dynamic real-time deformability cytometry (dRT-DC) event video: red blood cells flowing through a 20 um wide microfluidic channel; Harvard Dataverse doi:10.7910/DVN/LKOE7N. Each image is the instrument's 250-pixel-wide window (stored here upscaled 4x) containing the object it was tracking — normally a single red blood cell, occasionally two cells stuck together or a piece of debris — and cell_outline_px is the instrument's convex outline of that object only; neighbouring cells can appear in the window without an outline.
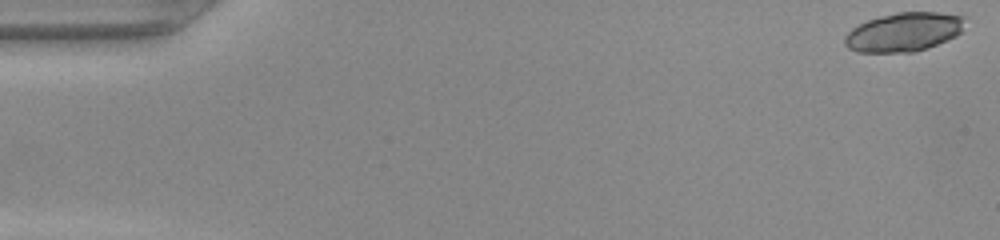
{"species": "common noctule bat (a hibernating species)", "species_latin": "Nyctalus noctula", "temperature_condition": "warm", "stored_images_in_passage": 49, "camera_frame_rate_fps": 3000, "um_per_image_px": 0.085, "animal": {"sex": "female", "body_mass_g": 22.0, "forearm_length_mm": 56.7}, "frame": {"image": 1, "passage_image": 1, "time_ms": 0.0, "image_size_px": [1000, 240], "cell_outline_px": [[968, 16], [960, 32], [956, 36], [948, 40], [928, 48], [912, 52], [856, 52], [848, 48], [844, 44], [844, 36], [852, 28], [868, 20], [880, 16], [896, 12], [936, 12]], "centroid_in_image_um": [76.84, 2.72], "position_along_channel_um": 8.2, "area_um2": 27.46}}
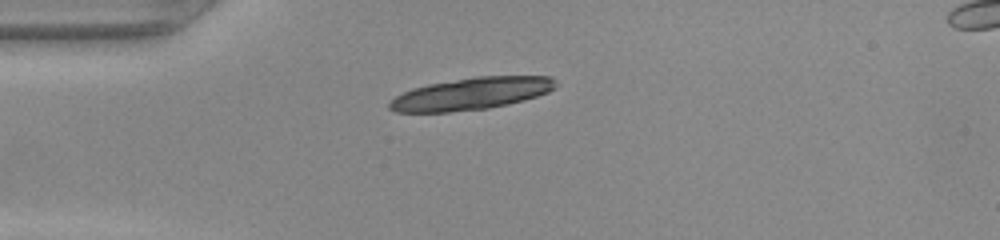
{"frame": {"image": 2, "passage_image": 13, "time_ms": 4.0, "image_size_px": [1000, 240], "cell_outline_px": [[556, 88], [548, 92], [524, 100], [508, 104], [488, 108], [448, 112], [396, 112], [388, 108], [388, 104], [396, 96], [412, 88], [428, 84], [476, 76], [552, 76], [556, 80]], "centroid_in_image_um": [40.08, 7.96], "position_along_channel_um": 44.9, "area_um2": 31.1}}